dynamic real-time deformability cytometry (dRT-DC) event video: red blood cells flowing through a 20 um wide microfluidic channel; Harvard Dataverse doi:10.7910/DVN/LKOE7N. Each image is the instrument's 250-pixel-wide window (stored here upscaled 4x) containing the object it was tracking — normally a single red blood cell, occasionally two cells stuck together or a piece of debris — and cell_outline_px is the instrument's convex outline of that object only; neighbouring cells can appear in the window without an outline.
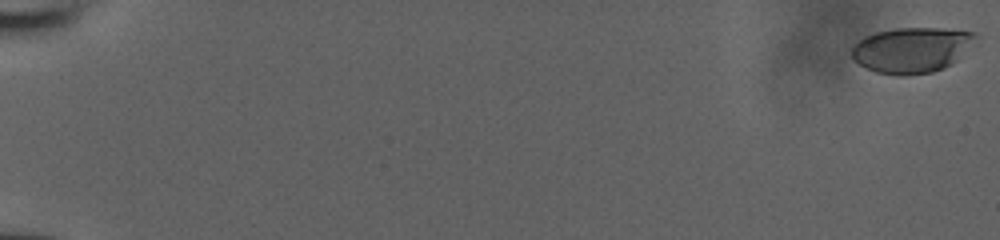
{"species": "human", "species_latin": "Homo sapiens", "temperature_condition": "room temperature", "stored_images_in_passage": 54, "camera_frame_rate_fps": 3000, "um_per_image_px": 0.085, "donor": {"sex": "male"}, "frame": {"image": 1, "passage_image": 1, "time_ms": 0.0, "image_size_px": [1000, 240], "cell_outline_px": [[980, 36], [956, 60], [944, 68], [932, 72], [908, 76], [900, 76], [876, 72], [852, 60], [852, 48], [864, 36], [876, 32], [896, 28], [940, 28], [976, 32]], "centroid_in_image_um": [77.51, 4.24], "position_along_channel_um": 7.5, "area_um2": 32.83}}
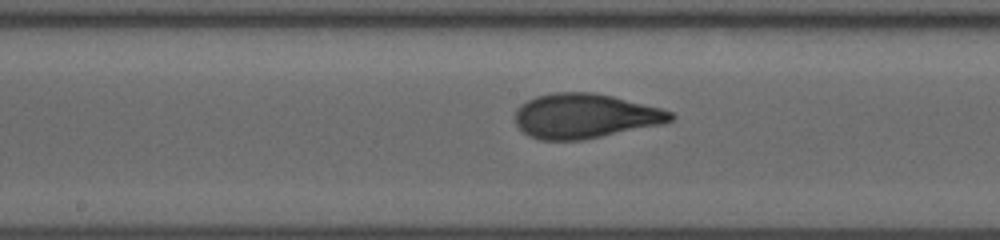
{"frame": {"image": 2, "passage_image": 31, "time_ms": 10.0, "image_size_px": [1000, 240], "cell_outline_px": [[676, 116], [672, 120], [660, 124], [584, 140], [540, 140], [528, 136], [516, 124], [516, 108], [520, 104], [536, 96], [552, 92], [592, 92], [612, 96], [660, 108], [672, 112]], "centroid_in_image_um": [49.69, 9.86], "position_along_channel_um": 198.5, "area_um2": 40.34}}
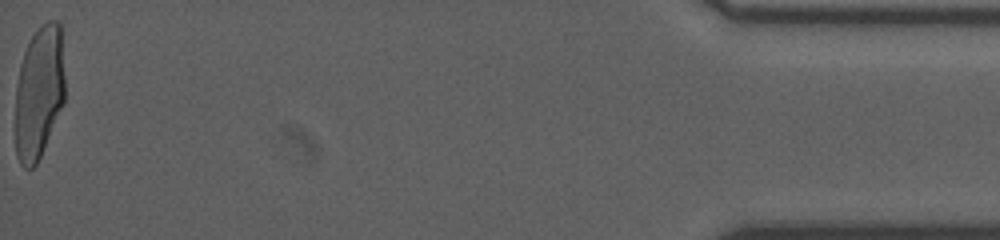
{"frame": {"image": 3, "passage_image": 54, "time_ms": 17.667, "image_size_px": [1000, 240], "cell_outline_px": [[64, 104], [40, 156], [36, 164], [32, 168], [24, 168], [20, 164], [16, 156], [16, 88], [20, 64], [24, 52], [32, 36], [48, 20], [56, 20], [60, 24], [64, 76]], "centroid_in_image_um": [3.32, 7.88], "position_along_channel_um": 431.9, "area_um2": 38.21}}